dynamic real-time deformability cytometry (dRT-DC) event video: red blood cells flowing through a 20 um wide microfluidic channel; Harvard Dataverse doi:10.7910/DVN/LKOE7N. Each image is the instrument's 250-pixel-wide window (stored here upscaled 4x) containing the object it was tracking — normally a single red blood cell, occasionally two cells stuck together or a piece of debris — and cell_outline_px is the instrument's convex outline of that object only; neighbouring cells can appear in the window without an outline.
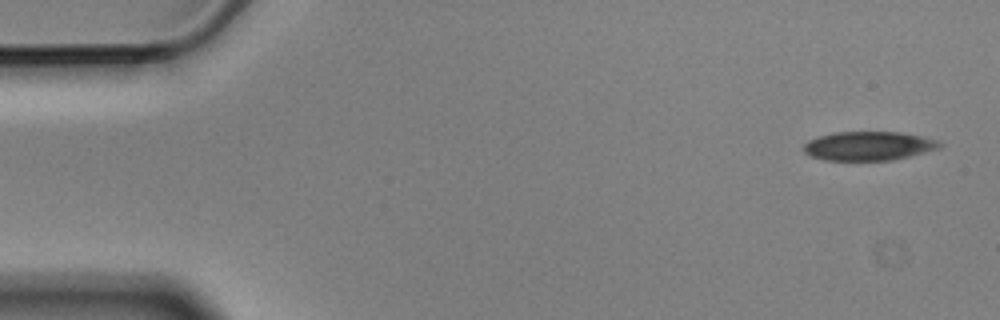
{"species": "Egyptian fruit bat (a non-hibernating species)", "species_latin": "Rousettus aegyptiacus", "temperature_condition": "cold", "stored_images_in_passage": 6, "segment_of_instrument_passage": [2, 2], "camera_frame_rate_fps": 3000, "um_per_image_px": 0.085, "animal": {"sex": "male"}, "frame": {"image": 1, "passage_image": 6, "time_ms": 1.667, "image_size_px": [1000, 320], "cell_outline_px": [[944, 144], [940, 148], [892, 160], [824, 160], [808, 156], [804, 152], [804, 144], [808, 140], [820, 136], [836, 132], [900, 132], [924, 136], [940, 140]], "centroid_in_image_um": [73.85, 12.4], "position_along_channel_um": 11.1, "area_um2": 23.06}}